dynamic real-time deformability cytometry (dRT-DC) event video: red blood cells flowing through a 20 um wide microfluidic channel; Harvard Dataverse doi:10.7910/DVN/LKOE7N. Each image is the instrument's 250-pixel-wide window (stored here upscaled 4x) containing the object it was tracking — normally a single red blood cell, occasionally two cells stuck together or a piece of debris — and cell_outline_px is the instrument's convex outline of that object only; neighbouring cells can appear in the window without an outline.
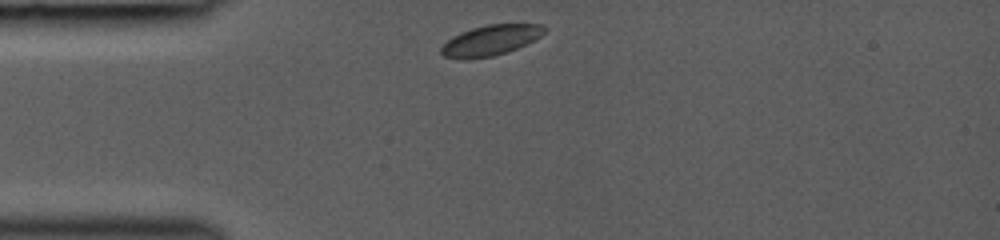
{"species": "common noctule bat (a hibernating species)", "species_latin": "Nyctalus noctula", "temperature_condition": "room temperature", "stored_images_in_passage": 5, "camera_frame_rate_fps": 3000, "um_per_image_px": 0.085, "animal": {"sex": "female", "body_mass_g": 19.0, "forearm_length_mm": 53.3}, "frame": {"image": 1, "passage_image": 1, "time_ms": 0.0, "image_size_px": [1000, 240], "cell_outline_px": [[548, 28], [540, 36], [516, 48], [492, 56], [468, 60], [464, 60], [444, 56], [440, 52], [440, 48], [452, 36], [460, 32], [472, 28], [488, 24], [544, 24]], "centroid_in_image_um": [41.67, 3.42], "position_along_channel_um": 43.3, "area_um2": 18.21}}
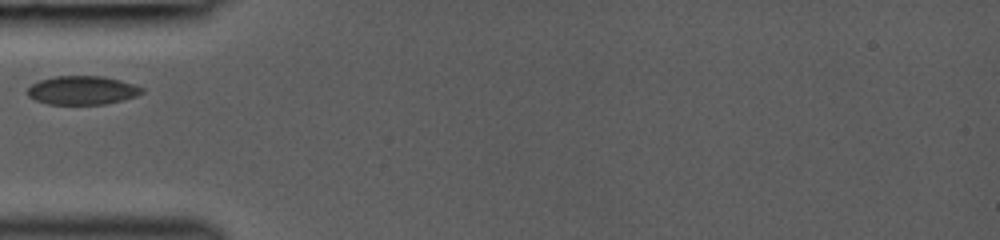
{"frame": {"image": 2, "passage_image": 3, "time_ms": 1.333, "image_size_px": [1000, 240], "cell_outline_px": [[144, 92], [136, 96], [124, 100], [104, 104], [48, 104], [36, 100], [28, 96], [28, 88], [32, 84], [40, 80], [56, 76], [104, 76], [120, 80], [144, 88]], "centroid_in_image_um": [7.01, 7.67], "position_along_channel_um": 78.0, "area_um2": 19.07}}
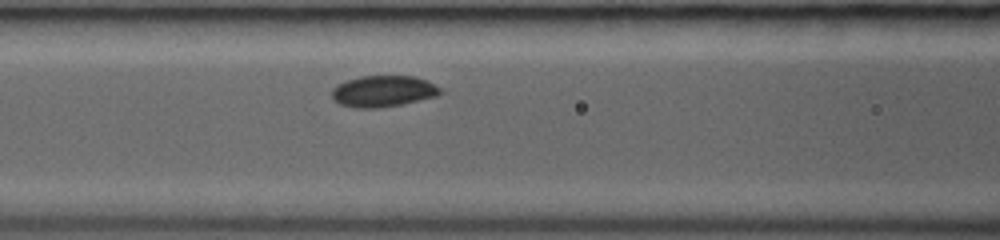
{"frame": {"image": 3, "passage_image": 5, "time_ms": 2.667, "image_size_px": [1000, 240], "cell_outline_px": [[440, 92], [436, 96], [400, 104], [380, 108], [356, 108], [340, 104], [332, 100], [332, 88], [336, 84], [360, 76], [416, 76], [428, 80], [440, 88]], "centroid_in_image_um": [32.53, 7.75], "position_along_channel_um": 134.1, "area_um2": 19.77}}